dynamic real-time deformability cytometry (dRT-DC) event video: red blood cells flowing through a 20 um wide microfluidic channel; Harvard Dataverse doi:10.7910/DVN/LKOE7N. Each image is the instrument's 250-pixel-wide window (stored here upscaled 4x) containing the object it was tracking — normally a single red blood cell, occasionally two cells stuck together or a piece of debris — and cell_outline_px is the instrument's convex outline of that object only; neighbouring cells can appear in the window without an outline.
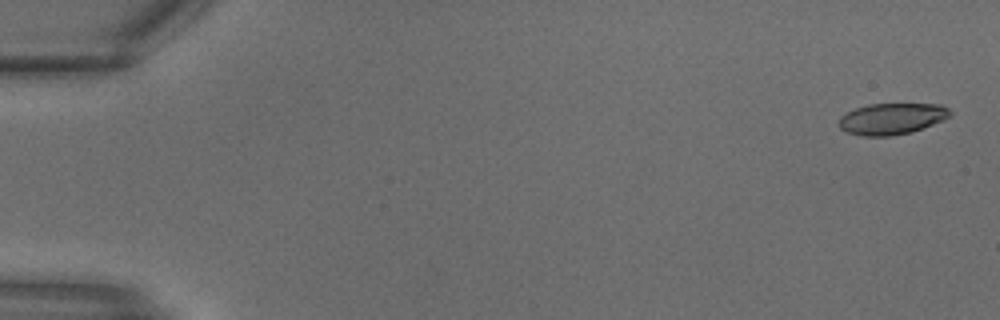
{"species": "common noctule bat (a hibernating species)", "species_latin": "Nyctalus noctula", "temperature_condition": "warm", "stored_images_in_passage": 30, "camera_frame_rate_fps": 3000, "um_per_image_px": 0.085, "animal": {"sex": "male", "body_mass_g": 18.8}, "frame": {"image": 1, "passage_image": 1, "time_ms": 0.0, "image_size_px": [1000, 320], "cell_outline_px": [[952, 112], [944, 120], [912, 132], [892, 136], [864, 136], [848, 132], [840, 128], [840, 116], [856, 108], [868, 104], [940, 104], [948, 108]], "centroid_in_image_um": [75.82, 10.09], "position_along_channel_um": 9.2, "area_um2": 20.17}}
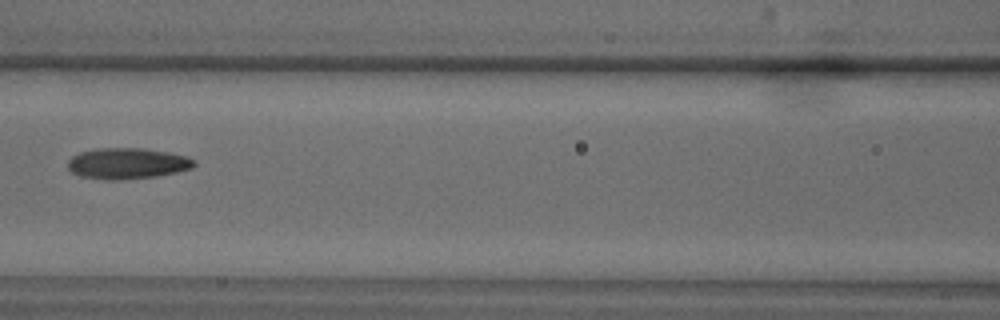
{"frame": {"image": 2, "passage_image": 14, "time_ms": 4.333, "image_size_px": [1000, 320], "cell_outline_px": [[196, 164], [192, 168], [176, 172], [156, 176], [120, 180], [108, 180], [80, 176], [72, 172], [68, 168], [68, 160], [72, 156], [80, 152], [96, 148], [140, 148], [168, 152], [184, 156], [196, 160]], "centroid_in_image_um": [10.8, 13.89], "position_along_channel_um": 155.8, "area_um2": 22.77}}
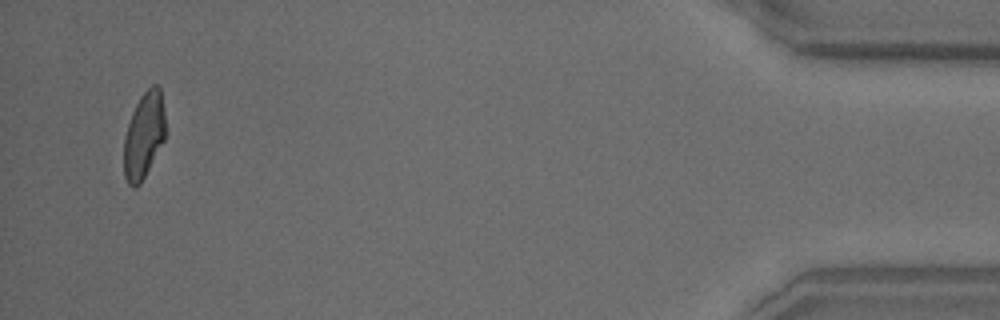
{"frame": {"image": 3, "passage_image": 29, "time_ms": 9.333, "image_size_px": [1000, 320], "cell_outline_px": [[164, 140], [140, 184], [128, 184], [124, 176], [124, 140], [128, 124], [132, 112], [140, 96], [152, 84], [160, 84], [164, 112]], "centroid_in_image_um": [12.23, 11.45], "position_along_channel_um": 423.0, "area_um2": 20.52}}